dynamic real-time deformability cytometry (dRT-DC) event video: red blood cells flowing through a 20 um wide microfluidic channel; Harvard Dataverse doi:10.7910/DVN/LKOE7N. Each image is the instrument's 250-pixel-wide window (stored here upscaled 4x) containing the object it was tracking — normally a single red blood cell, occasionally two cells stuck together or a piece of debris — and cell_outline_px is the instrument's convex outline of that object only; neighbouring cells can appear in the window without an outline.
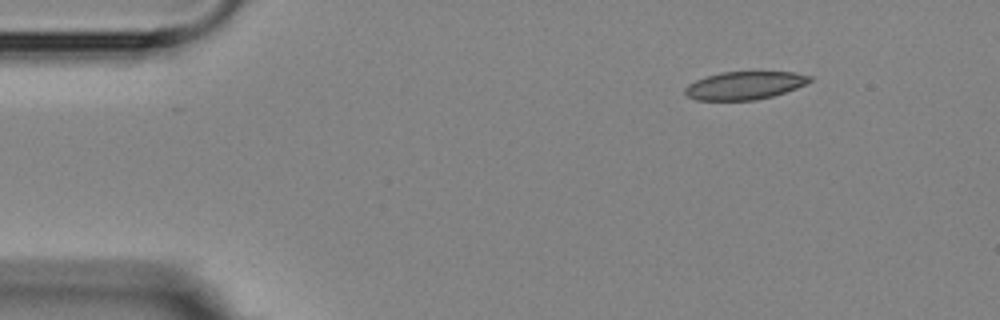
{"species": "Egyptian fruit bat (a non-hibernating species)", "species_latin": "Rousettus aegyptiacus", "temperature_condition": "room temperature", "stored_images_in_passage": 4, "camera_frame_rate_fps": 3000, "um_per_image_px": 0.085, "animal": {"sex": "female"}, "frame": {"image": 1, "passage_image": 4, "time_ms": 3.333, "image_size_px": [1000, 320], "cell_outline_px": [[812, 80], [808, 84], [772, 96], [756, 100], [696, 100], [688, 96], [684, 92], [684, 88], [688, 84], [696, 80], [720, 72], [792, 72], [812, 76]], "centroid_in_image_um": [63.3, 7.26], "position_along_channel_um": 21.7, "area_um2": 20.29}}